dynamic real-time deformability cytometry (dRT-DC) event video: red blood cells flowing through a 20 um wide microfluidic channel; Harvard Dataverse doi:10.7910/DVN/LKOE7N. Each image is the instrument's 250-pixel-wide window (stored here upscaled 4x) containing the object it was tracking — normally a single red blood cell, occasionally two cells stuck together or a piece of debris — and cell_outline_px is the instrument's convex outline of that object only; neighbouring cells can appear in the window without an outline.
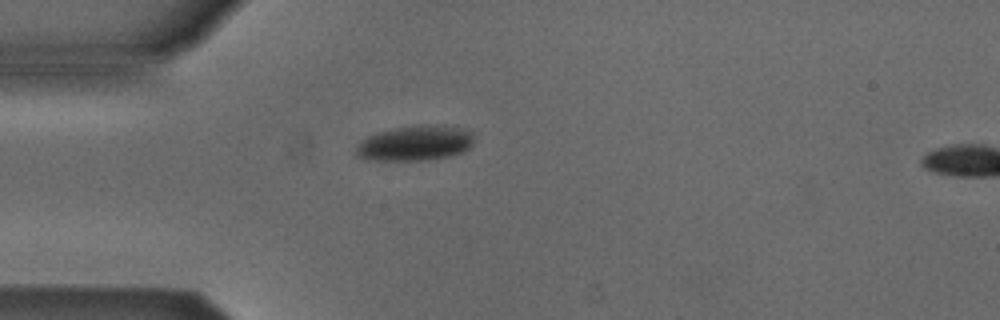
{"species": "Egyptian fruit bat (a non-hibernating species)", "species_latin": "Rousettus aegyptiacus", "temperature_condition": "cold", "stored_images_in_passage": 2, "segment_of_instrument_passage": [1, 2], "camera_frame_rate_fps": 3000, "um_per_image_px": 0.085, "animal": {"sex": "male"}, "frame": {"image": 1, "passage_image": 1, "time_ms": 0.0, "image_size_px": [1000, 320], "cell_outline_px": [[472, 144], [464, 152], [448, 156], [428, 160], [364, 160], [356, 156], [356, 144], [360, 140], [376, 132], [392, 128], [416, 124], [436, 124], [460, 128], [472, 132]], "centroid_in_image_um": [35.23, 12.16], "position_along_channel_um": 49.8, "area_um2": 24.57}}